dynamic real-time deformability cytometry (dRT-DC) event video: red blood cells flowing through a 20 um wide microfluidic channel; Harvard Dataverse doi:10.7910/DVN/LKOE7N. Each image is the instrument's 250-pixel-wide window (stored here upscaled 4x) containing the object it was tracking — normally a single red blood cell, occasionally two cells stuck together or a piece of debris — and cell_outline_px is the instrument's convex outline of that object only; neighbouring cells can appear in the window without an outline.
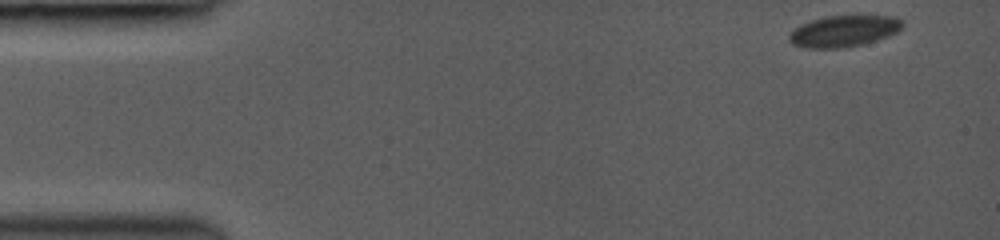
{"species": "common noctule bat (a hibernating species)", "species_latin": "Nyctalus noctula", "temperature_condition": "room temperature", "stored_images_in_passage": 6, "camera_frame_rate_fps": 3000, "um_per_image_px": 0.085, "animal": {"sex": "female", "body_mass_g": 19.0, "forearm_length_mm": 53.3}, "frame": {"image": 1, "passage_image": 1, "time_ms": 0.0, "image_size_px": [1000, 240], "cell_outline_px": [[904, 24], [896, 32], [888, 36], [864, 44], [840, 48], [804, 48], [792, 44], [788, 40], [788, 36], [796, 28], [812, 20], [828, 16], [860, 12], [892, 16], [904, 20]], "centroid_in_image_um": [71.79, 2.59], "position_along_channel_um": 13.2, "area_um2": 21.44}}